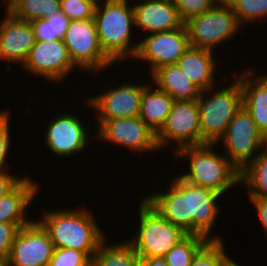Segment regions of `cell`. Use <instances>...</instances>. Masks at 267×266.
Instances as JSON below:
<instances>
[{"instance_id": "e575fe53", "label": "cell", "mask_w": 267, "mask_h": 266, "mask_svg": "<svg viewBox=\"0 0 267 266\" xmlns=\"http://www.w3.org/2000/svg\"><path fill=\"white\" fill-rule=\"evenodd\" d=\"M10 113L6 110H0V171L7 170L9 167L6 165L7 158L10 154V149L12 145L11 140L13 137L10 133ZM11 139V140H10ZM7 167V168H6Z\"/></svg>"}, {"instance_id": "2e32d148", "label": "cell", "mask_w": 267, "mask_h": 266, "mask_svg": "<svg viewBox=\"0 0 267 266\" xmlns=\"http://www.w3.org/2000/svg\"><path fill=\"white\" fill-rule=\"evenodd\" d=\"M165 191H157L143 197L167 221L192 234V215L189 205V182L180 175L173 176Z\"/></svg>"}, {"instance_id": "ffe728a7", "label": "cell", "mask_w": 267, "mask_h": 266, "mask_svg": "<svg viewBox=\"0 0 267 266\" xmlns=\"http://www.w3.org/2000/svg\"><path fill=\"white\" fill-rule=\"evenodd\" d=\"M255 68L233 75L240 81L242 90V105L249 112L258 130L264 134L267 130V74H257ZM258 75V76H257Z\"/></svg>"}, {"instance_id": "44dd1931", "label": "cell", "mask_w": 267, "mask_h": 266, "mask_svg": "<svg viewBox=\"0 0 267 266\" xmlns=\"http://www.w3.org/2000/svg\"><path fill=\"white\" fill-rule=\"evenodd\" d=\"M25 175L24 178L6 195L0 197V223H15L20 228L29 225L34 219L27 216L37 194V181Z\"/></svg>"}, {"instance_id": "836d02e7", "label": "cell", "mask_w": 267, "mask_h": 266, "mask_svg": "<svg viewBox=\"0 0 267 266\" xmlns=\"http://www.w3.org/2000/svg\"><path fill=\"white\" fill-rule=\"evenodd\" d=\"M219 0H172L183 23L211 9Z\"/></svg>"}, {"instance_id": "4316f807", "label": "cell", "mask_w": 267, "mask_h": 266, "mask_svg": "<svg viewBox=\"0 0 267 266\" xmlns=\"http://www.w3.org/2000/svg\"><path fill=\"white\" fill-rule=\"evenodd\" d=\"M22 21L47 18L60 12V0H12L5 8Z\"/></svg>"}, {"instance_id": "4fadbf2b", "label": "cell", "mask_w": 267, "mask_h": 266, "mask_svg": "<svg viewBox=\"0 0 267 266\" xmlns=\"http://www.w3.org/2000/svg\"><path fill=\"white\" fill-rule=\"evenodd\" d=\"M22 67L27 73L57 85L65 82L77 68L63 40L36 41Z\"/></svg>"}, {"instance_id": "9c48e42d", "label": "cell", "mask_w": 267, "mask_h": 266, "mask_svg": "<svg viewBox=\"0 0 267 266\" xmlns=\"http://www.w3.org/2000/svg\"><path fill=\"white\" fill-rule=\"evenodd\" d=\"M156 140L160 151L170 145L172 155L182 147L201 145L197 100L174 101L165 124L156 134Z\"/></svg>"}, {"instance_id": "6da1fadb", "label": "cell", "mask_w": 267, "mask_h": 266, "mask_svg": "<svg viewBox=\"0 0 267 266\" xmlns=\"http://www.w3.org/2000/svg\"><path fill=\"white\" fill-rule=\"evenodd\" d=\"M59 209H43L37 220L48 232L54 247L87 252L93 257L106 239L94 215L83 207Z\"/></svg>"}, {"instance_id": "b9f144b4", "label": "cell", "mask_w": 267, "mask_h": 266, "mask_svg": "<svg viewBox=\"0 0 267 266\" xmlns=\"http://www.w3.org/2000/svg\"><path fill=\"white\" fill-rule=\"evenodd\" d=\"M0 266H9L8 260L0 259Z\"/></svg>"}, {"instance_id": "ba28073f", "label": "cell", "mask_w": 267, "mask_h": 266, "mask_svg": "<svg viewBox=\"0 0 267 266\" xmlns=\"http://www.w3.org/2000/svg\"><path fill=\"white\" fill-rule=\"evenodd\" d=\"M219 142L229 161L241 171L265 148L263 134L242 105Z\"/></svg>"}, {"instance_id": "d590c367", "label": "cell", "mask_w": 267, "mask_h": 266, "mask_svg": "<svg viewBox=\"0 0 267 266\" xmlns=\"http://www.w3.org/2000/svg\"><path fill=\"white\" fill-rule=\"evenodd\" d=\"M20 227L15 223H0V259L7 260Z\"/></svg>"}, {"instance_id": "f35d334b", "label": "cell", "mask_w": 267, "mask_h": 266, "mask_svg": "<svg viewBox=\"0 0 267 266\" xmlns=\"http://www.w3.org/2000/svg\"><path fill=\"white\" fill-rule=\"evenodd\" d=\"M140 266H168L163 257H149L140 259Z\"/></svg>"}, {"instance_id": "9a60e30c", "label": "cell", "mask_w": 267, "mask_h": 266, "mask_svg": "<svg viewBox=\"0 0 267 266\" xmlns=\"http://www.w3.org/2000/svg\"><path fill=\"white\" fill-rule=\"evenodd\" d=\"M34 220L21 227L8 257L9 266H49L55 247L48 232Z\"/></svg>"}, {"instance_id": "8d00e7d4", "label": "cell", "mask_w": 267, "mask_h": 266, "mask_svg": "<svg viewBox=\"0 0 267 266\" xmlns=\"http://www.w3.org/2000/svg\"><path fill=\"white\" fill-rule=\"evenodd\" d=\"M24 177L11 174L9 169L0 171V197L9 193Z\"/></svg>"}, {"instance_id": "8fae6325", "label": "cell", "mask_w": 267, "mask_h": 266, "mask_svg": "<svg viewBox=\"0 0 267 266\" xmlns=\"http://www.w3.org/2000/svg\"><path fill=\"white\" fill-rule=\"evenodd\" d=\"M66 112L51 118L46 129L43 128L47 150L61 158L83 153L90 141L88 123L76 113Z\"/></svg>"}, {"instance_id": "d4e9b609", "label": "cell", "mask_w": 267, "mask_h": 266, "mask_svg": "<svg viewBox=\"0 0 267 266\" xmlns=\"http://www.w3.org/2000/svg\"><path fill=\"white\" fill-rule=\"evenodd\" d=\"M106 238L91 259V266H140V258L132 245L108 242Z\"/></svg>"}, {"instance_id": "60d3db41", "label": "cell", "mask_w": 267, "mask_h": 266, "mask_svg": "<svg viewBox=\"0 0 267 266\" xmlns=\"http://www.w3.org/2000/svg\"><path fill=\"white\" fill-rule=\"evenodd\" d=\"M263 143H264V147L267 148V130L263 134Z\"/></svg>"}, {"instance_id": "e0dca14e", "label": "cell", "mask_w": 267, "mask_h": 266, "mask_svg": "<svg viewBox=\"0 0 267 266\" xmlns=\"http://www.w3.org/2000/svg\"><path fill=\"white\" fill-rule=\"evenodd\" d=\"M0 20V59L20 65L21 68L35 45V32L31 22L18 20L5 10Z\"/></svg>"}, {"instance_id": "4dcf8cb0", "label": "cell", "mask_w": 267, "mask_h": 266, "mask_svg": "<svg viewBox=\"0 0 267 266\" xmlns=\"http://www.w3.org/2000/svg\"><path fill=\"white\" fill-rule=\"evenodd\" d=\"M223 240H209L194 256L191 266H222L228 257Z\"/></svg>"}, {"instance_id": "30bf717a", "label": "cell", "mask_w": 267, "mask_h": 266, "mask_svg": "<svg viewBox=\"0 0 267 266\" xmlns=\"http://www.w3.org/2000/svg\"><path fill=\"white\" fill-rule=\"evenodd\" d=\"M95 121L98 125L96 141L119 145L137 155L160 151L156 133L139 116Z\"/></svg>"}, {"instance_id": "7402d4cb", "label": "cell", "mask_w": 267, "mask_h": 266, "mask_svg": "<svg viewBox=\"0 0 267 266\" xmlns=\"http://www.w3.org/2000/svg\"><path fill=\"white\" fill-rule=\"evenodd\" d=\"M214 54L215 51L209 49L189 46L176 64L202 91L207 90L216 87V74L221 69L217 66L218 59Z\"/></svg>"}, {"instance_id": "484cf974", "label": "cell", "mask_w": 267, "mask_h": 266, "mask_svg": "<svg viewBox=\"0 0 267 266\" xmlns=\"http://www.w3.org/2000/svg\"><path fill=\"white\" fill-rule=\"evenodd\" d=\"M240 185L248 197H267V148L240 171Z\"/></svg>"}, {"instance_id": "d6986e66", "label": "cell", "mask_w": 267, "mask_h": 266, "mask_svg": "<svg viewBox=\"0 0 267 266\" xmlns=\"http://www.w3.org/2000/svg\"><path fill=\"white\" fill-rule=\"evenodd\" d=\"M220 194L210 189L189 183V205L192 215V234L201 235L208 240H222L218 235L211 234L215 221L222 209L219 205ZM221 208V209H220Z\"/></svg>"}, {"instance_id": "7bdbcfd3", "label": "cell", "mask_w": 267, "mask_h": 266, "mask_svg": "<svg viewBox=\"0 0 267 266\" xmlns=\"http://www.w3.org/2000/svg\"><path fill=\"white\" fill-rule=\"evenodd\" d=\"M4 4H3V6L6 8L7 7V5L12 1V0H1Z\"/></svg>"}, {"instance_id": "3957f363", "label": "cell", "mask_w": 267, "mask_h": 266, "mask_svg": "<svg viewBox=\"0 0 267 266\" xmlns=\"http://www.w3.org/2000/svg\"><path fill=\"white\" fill-rule=\"evenodd\" d=\"M216 144L185 146L173 154L176 159L188 158V166L178 174L189 183L201 186L224 197L231 188L240 185V171L224 153H219Z\"/></svg>"}, {"instance_id": "ab89813d", "label": "cell", "mask_w": 267, "mask_h": 266, "mask_svg": "<svg viewBox=\"0 0 267 266\" xmlns=\"http://www.w3.org/2000/svg\"><path fill=\"white\" fill-rule=\"evenodd\" d=\"M233 258H230L229 256L223 261L222 266H241V264H238L237 261H234ZM237 262V263H236ZM243 266V265H242Z\"/></svg>"}, {"instance_id": "7c38bea8", "label": "cell", "mask_w": 267, "mask_h": 266, "mask_svg": "<svg viewBox=\"0 0 267 266\" xmlns=\"http://www.w3.org/2000/svg\"><path fill=\"white\" fill-rule=\"evenodd\" d=\"M127 81L118 87H108L101 94L86 98L88 107L94 109V120L130 118L140 115L141 97L150 83ZM96 118V119H95Z\"/></svg>"}, {"instance_id": "603a6c76", "label": "cell", "mask_w": 267, "mask_h": 266, "mask_svg": "<svg viewBox=\"0 0 267 266\" xmlns=\"http://www.w3.org/2000/svg\"><path fill=\"white\" fill-rule=\"evenodd\" d=\"M150 76L152 84L168 93L174 101L197 100L202 91L177 64L162 66Z\"/></svg>"}, {"instance_id": "cb8c5ba5", "label": "cell", "mask_w": 267, "mask_h": 266, "mask_svg": "<svg viewBox=\"0 0 267 266\" xmlns=\"http://www.w3.org/2000/svg\"><path fill=\"white\" fill-rule=\"evenodd\" d=\"M150 82L143 90L139 117L157 134L166 122L174 99Z\"/></svg>"}, {"instance_id": "5bb4252c", "label": "cell", "mask_w": 267, "mask_h": 266, "mask_svg": "<svg viewBox=\"0 0 267 266\" xmlns=\"http://www.w3.org/2000/svg\"><path fill=\"white\" fill-rule=\"evenodd\" d=\"M141 39L134 58L149 64V74L162 66L176 64L190 46L185 24L175 30L145 35Z\"/></svg>"}, {"instance_id": "1f68e13d", "label": "cell", "mask_w": 267, "mask_h": 266, "mask_svg": "<svg viewBox=\"0 0 267 266\" xmlns=\"http://www.w3.org/2000/svg\"><path fill=\"white\" fill-rule=\"evenodd\" d=\"M98 0H60V11L70 20L94 19Z\"/></svg>"}, {"instance_id": "83f0119b", "label": "cell", "mask_w": 267, "mask_h": 266, "mask_svg": "<svg viewBox=\"0 0 267 266\" xmlns=\"http://www.w3.org/2000/svg\"><path fill=\"white\" fill-rule=\"evenodd\" d=\"M208 241L201 235L187 234L163 258L168 266H191L194 256Z\"/></svg>"}, {"instance_id": "f1b7e54d", "label": "cell", "mask_w": 267, "mask_h": 266, "mask_svg": "<svg viewBox=\"0 0 267 266\" xmlns=\"http://www.w3.org/2000/svg\"><path fill=\"white\" fill-rule=\"evenodd\" d=\"M70 20L60 11L47 18L31 21L36 41L63 40Z\"/></svg>"}, {"instance_id": "7a4b0ae2", "label": "cell", "mask_w": 267, "mask_h": 266, "mask_svg": "<svg viewBox=\"0 0 267 266\" xmlns=\"http://www.w3.org/2000/svg\"><path fill=\"white\" fill-rule=\"evenodd\" d=\"M94 21L100 45L114 63L134 59L139 40L132 41L133 28L136 32L132 0H98Z\"/></svg>"}, {"instance_id": "5b68a950", "label": "cell", "mask_w": 267, "mask_h": 266, "mask_svg": "<svg viewBox=\"0 0 267 266\" xmlns=\"http://www.w3.org/2000/svg\"><path fill=\"white\" fill-rule=\"evenodd\" d=\"M139 201V226L128 242L140 259L164 257L187 233L167 221L144 198Z\"/></svg>"}, {"instance_id": "8992f818", "label": "cell", "mask_w": 267, "mask_h": 266, "mask_svg": "<svg viewBox=\"0 0 267 266\" xmlns=\"http://www.w3.org/2000/svg\"><path fill=\"white\" fill-rule=\"evenodd\" d=\"M189 45L196 48H204L212 51L222 43L238 33L242 26L232 11L231 6L225 0H219L211 9L203 14L190 18L185 23Z\"/></svg>"}, {"instance_id": "277c9868", "label": "cell", "mask_w": 267, "mask_h": 266, "mask_svg": "<svg viewBox=\"0 0 267 266\" xmlns=\"http://www.w3.org/2000/svg\"><path fill=\"white\" fill-rule=\"evenodd\" d=\"M223 78L221 84L227 87L210 88L201 91L197 103L199 106L201 145L217 144L224 136L227 127L242 106V90L240 81L233 73ZM229 76L232 80L230 82ZM228 77V78H227ZM230 83H229V82ZM230 84V85H229ZM211 93V94H210Z\"/></svg>"}, {"instance_id": "74e56055", "label": "cell", "mask_w": 267, "mask_h": 266, "mask_svg": "<svg viewBox=\"0 0 267 266\" xmlns=\"http://www.w3.org/2000/svg\"><path fill=\"white\" fill-rule=\"evenodd\" d=\"M250 202L254 205L258 218L260 219V224L267 236V197H249Z\"/></svg>"}, {"instance_id": "d6a6232c", "label": "cell", "mask_w": 267, "mask_h": 266, "mask_svg": "<svg viewBox=\"0 0 267 266\" xmlns=\"http://www.w3.org/2000/svg\"><path fill=\"white\" fill-rule=\"evenodd\" d=\"M92 257L87 252L69 248H55L49 266H91Z\"/></svg>"}, {"instance_id": "52a82bcc", "label": "cell", "mask_w": 267, "mask_h": 266, "mask_svg": "<svg viewBox=\"0 0 267 266\" xmlns=\"http://www.w3.org/2000/svg\"><path fill=\"white\" fill-rule=\"evenodd\" d=\"M63 43L73 64L81 71H88V75L100 74L108 69L107 67L116 64L104 53L100 45L94 19L71 21Z\"/></svg>"}, {"instance_id": "ac0fdd59", "label": "cell", "mask_w": 267, "mask_h": 266, "mask_svg": "<svg viewBox=\"0 0 267 266\" xmlns=\"http://www.w3.org/2000/svg\"><path fill=\"white\" fill-rule=\"evenodd\" d=\"M132 2L136 31L140 30L144 36L175 30L184 24L172 0H132Z\"/></svg>"}, {"instance_id": "f546056e", "label": "cell", "mask_w": 267, "mask_h": 266, "mask_svg": "<svg viewBox=\"0 0 267 266\" xmlns=\"http://www.w3.org/2000/svg\"><path fill=\"white\" fill-rule=\"evenodd\" d=\"M241 26L267 19V0H225ZM247 24V25H246Z\"/></svg>"}]
</instances>
